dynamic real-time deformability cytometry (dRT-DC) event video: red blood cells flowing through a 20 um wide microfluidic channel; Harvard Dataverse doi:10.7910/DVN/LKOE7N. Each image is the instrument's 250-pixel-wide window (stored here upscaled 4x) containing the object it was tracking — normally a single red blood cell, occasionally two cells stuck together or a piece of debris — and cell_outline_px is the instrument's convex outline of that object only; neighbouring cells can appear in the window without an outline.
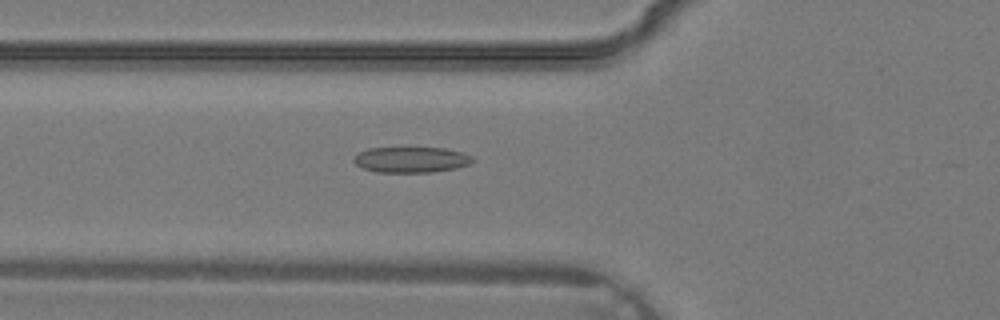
{"species": "common noctule bat (a hibernating species)", "species_latin": "Nyctalus noctula", "temperature_condition": "warm", "stored_images_in_passage": 33, "camera_frame_rate_fps": 3000, "um_per_image_px": 0.085, "animal": {"sex": "male", "body_mass_g": 19.2, "forearm_length_mm": 51.8}, "frame": {"image": 1, "passage_image": 14, "time_ms": 4.333, "image_size_px": [1000, 320], "cell_outline_px": [[476, 160], [468, 164], [456, 168], [432, 172], [376, 172], [364, 168], [356, 164], [352, 160], [352, 156], [368, 148], [444, 148], [464, 152], [472, 156]], "centroid_in_image_um": [34.96, 13.57], "position_along_channel_um": 90.8, "area_um2": 17.86}}
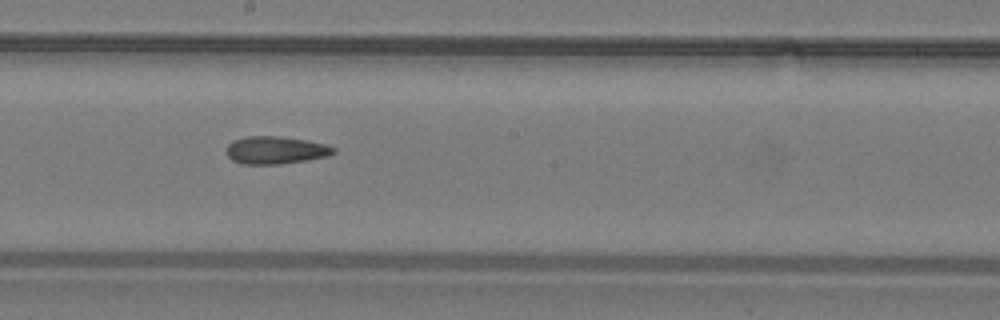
{"frame": {"image": 2, "passage_image": 21, "time_ms": 6.667, "image_size_px": [1000, 320], "cell_outline_px": [[336, 152], [328, 156], [308, 160], [280, 164], [240, 164], [232, 160], [228, 156], [228, 144], [232, 140], [244, 136], [280, 136], [328, 144], [336, 148]], "centroid_in_image_um": [23.45, 12.76], "position_along_channel_um": 224.8, "area_um2": 17.4}}
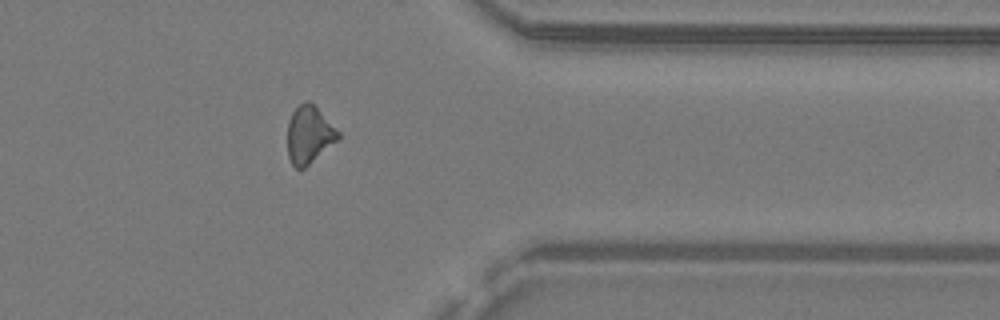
{"frame": {"image": 3, "passage_image": 30, "time_ms": 9.667, "image_size_px": [1000, 320], "cell_outline_px": [[340, 136], [336, 140], [304, 168], [296, 168], [292, 164], [288, 156], [288, 120], [292, 112], [300, 104], [308, 100], [340, 132]], "centroid_in_image_um": [26.24, 11.45], "position_along_channel_um": 385.2, "area_um2": 16.42}}